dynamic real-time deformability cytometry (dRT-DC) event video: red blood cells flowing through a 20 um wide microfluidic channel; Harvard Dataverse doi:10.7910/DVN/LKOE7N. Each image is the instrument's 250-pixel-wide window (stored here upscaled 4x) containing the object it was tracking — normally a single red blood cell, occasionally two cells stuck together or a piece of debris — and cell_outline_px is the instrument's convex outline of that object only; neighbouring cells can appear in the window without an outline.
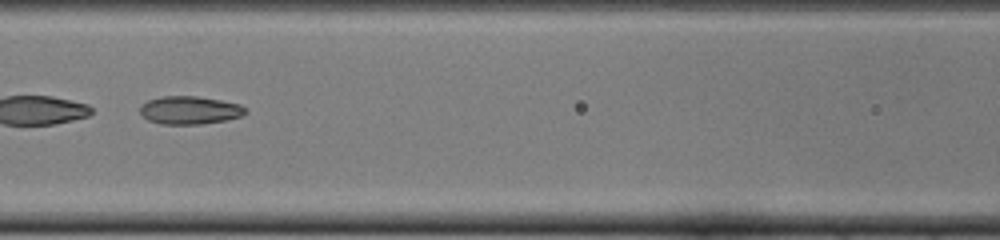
{"species": "common noctule bat (a hibernating species)", "species_latin": "Nyctalus noctula", "temperature_condition": "cold", "stored_images_in_passage": 50, "camera_frame_rate_fps": 3000, "um_per_image_px": 0.085, "animal": {"sex": "female", "body_mass_g": 22.0, "forearm_length_mm": 56.7}, "frame": {"image": 1, "passage_image": 22, "time_ms": 7.0, "image_size_px": [1000, 240], "cell_outline_px": [[248, 112], [240, 116], [224, 120], [200, 124], [160, 124], [148, 120], [140, 112], [140, 104], [148, 100], [160, 96], [196, 96], [220, 100], [240, 104]], "centroid_in_image_um": [16.09, 9.36], "position_along_channel_um": 150.5, "area_um2": 17.17}}